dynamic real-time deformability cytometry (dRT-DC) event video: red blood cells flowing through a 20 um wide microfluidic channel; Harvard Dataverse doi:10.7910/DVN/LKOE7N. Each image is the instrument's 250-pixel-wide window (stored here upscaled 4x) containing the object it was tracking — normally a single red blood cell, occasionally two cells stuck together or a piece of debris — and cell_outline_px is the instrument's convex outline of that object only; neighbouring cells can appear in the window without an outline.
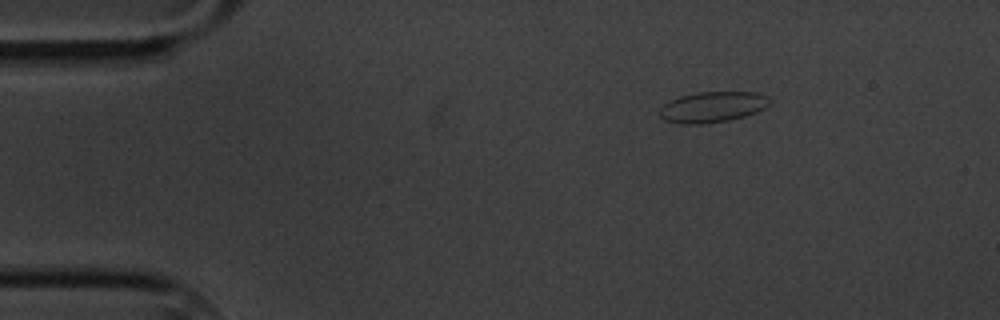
{"species": "common noctule bat (a hibernating species)", "species_latin": "Nyctalus noctula", "temperature_condition": "cold", "stored_images_in_passage": 7, "camera_frame_rate_fps": 3000, "um_per_image_px": 0.085, "animal": {"sex": "male", "body_mass_g": 20.1, "forearm_length_mm": 53.5}, "frame": {"image": 1, "passage_image": 1, "time_ms": 0.0, "image_size_px": [1000, 320], "cell_outline_px": [[772, 100], [764, 108], [756, 112], [744, 116], [728, 120], [704, 124], [680, 124], [664, 120], [660, 116], [660, 108], [664, 104], [680, 96], [696, 92], [756, 92], [768, 96]], "centroid_in_image_um": [60.56, 9.09], "position_along_channel_um": 24.4, "area_um2": 19.71}}
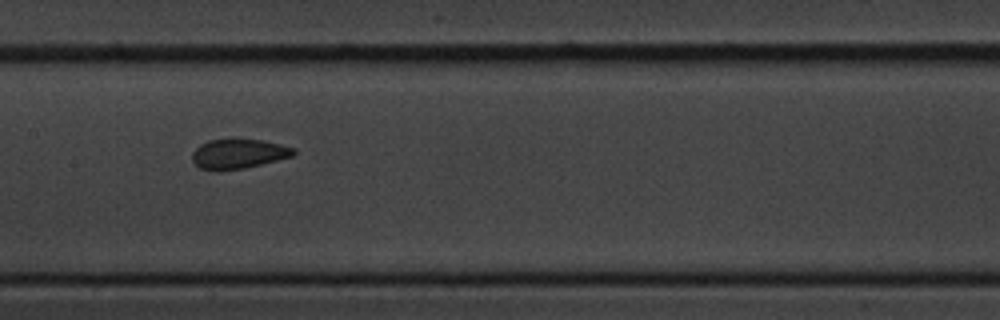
{"frame": {"image": 2, "passage_image": 6, "time_ms": 6.667, "image_size_px": [1000, 320], "cell_outline_px": [[296, 152], [292, 156], [244, 168], [220, 172], [216, 172], [200, 168], [192, 160], [192, 152], [200, 144], [208, 140], [236, 136], [264, 140], [296, 148]], "centroid_in_image_um": [20.23, 13.04], "position_along_channel_um": 187.2, "area_um2": 18.32}}
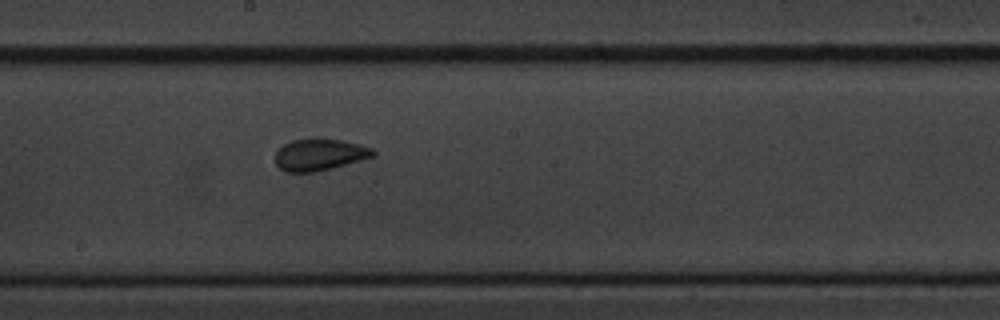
{"frame": {"image": 3, "passage_image": 7, "time_ms": 7.667, "image_size_px": [1000, 320], "cell_outline_px": [[376, 156], [332, 168], [316, 172], [284, 172], [276, 164], [276, 152], [284, 144], [292, 140], [316, 136], [320, 136], [340, 140], [372, 148], [376, 152]], "centroid_in_image_um": [27.16, 13.12], "position_along_channel_um": 221.0, "area_um2": 18.44}}